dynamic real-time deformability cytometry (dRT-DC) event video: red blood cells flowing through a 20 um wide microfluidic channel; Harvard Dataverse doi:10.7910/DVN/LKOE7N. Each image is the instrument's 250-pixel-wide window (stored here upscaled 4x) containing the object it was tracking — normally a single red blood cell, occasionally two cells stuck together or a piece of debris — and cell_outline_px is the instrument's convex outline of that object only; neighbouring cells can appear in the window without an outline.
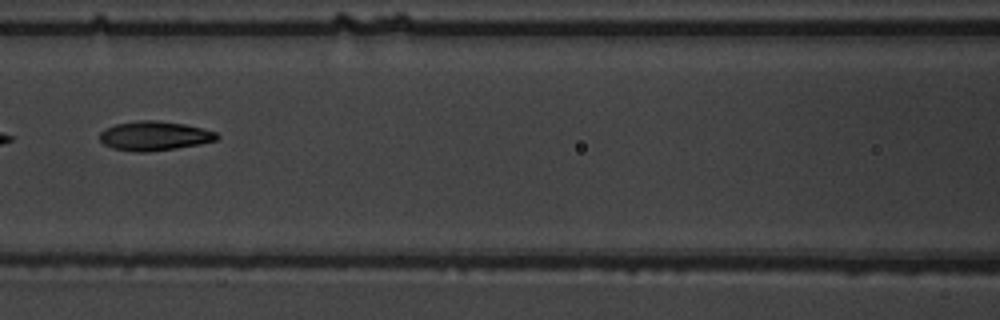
{"species": "common noctule bat (a hibernating species)", "species_latin": "Nyctalus noctula", "temperature_condition": "warm", "stored_images_in_passage": 8, "camera_frame_rate_fps": 3000, "um_per_image_px": 0.085, "animal": {"sex": "male", "body_mass_g": 19.5, "forearm_length_mm": 54.6}, "frame": {"image": 1, "passage_image": 7, "time_ms": 2.0, "image_size_px": [1000, 320], "cell_outline_px": [[220, 136], [216, 140], [200, 144], [176, 148], [148, 152], [136, 152], [112, 148], [104, 144], [100, 140], [100, 132], [104, 128], [116, 124], [140, 120], [156, 120], [184, 124], [216, 132]], "centroid_in_image_um": [13.1, 11.55], "position_along_channel_um": 153.5, "area_um2": 19.94}}
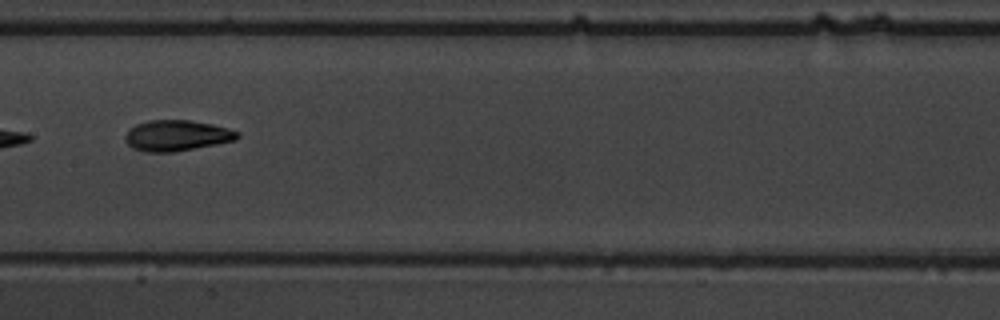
{"frame": {"image": 2, "passage_image": 8, "time_ms": 2.333, "image_size_px": [1000, 320], "cell_outline_px": [[240, 136], [236, 140], [216, 144], [172, 152], [148, 152], [132, 148], [124, 140], [124, 136], [128, 128], [136, 124], [148, 120], [188, 120], [212, 124], [228, 128], [240, 132]], "centroid_in_image_um": [15.0, 11.51], "position_along_channel_um": 192.4, "area_um2": 20.23}}